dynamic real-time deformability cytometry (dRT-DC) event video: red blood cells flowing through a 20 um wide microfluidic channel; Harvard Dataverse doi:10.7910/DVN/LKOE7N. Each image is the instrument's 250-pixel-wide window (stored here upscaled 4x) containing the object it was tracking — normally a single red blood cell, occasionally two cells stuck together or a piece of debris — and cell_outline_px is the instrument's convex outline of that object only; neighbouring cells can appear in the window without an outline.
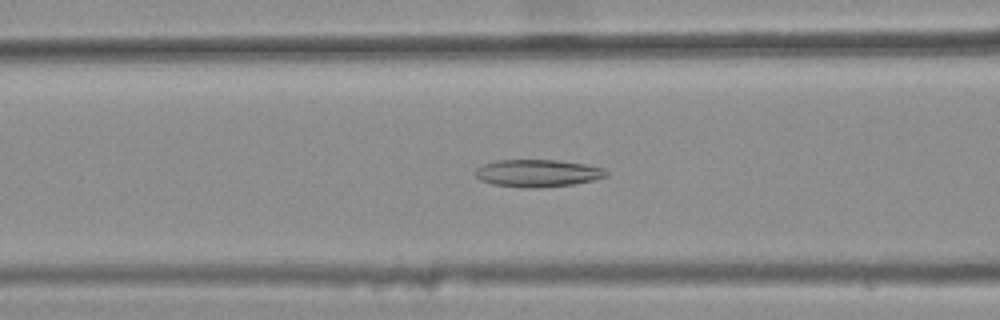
{"species": "common noctule bat (a hibernating species)", "species_latin": "Nyctalus noctula", "temperature_condition": "warm", "stored_images_in_passage": 44, "camera_frame_rate_fps": 3000, "um_per_image_px": 0.085, "animal": {"sex": "female", "body_mass_g": 25.1}, "frame": {"image": 1, "passage_image": 20, "time_ms": 6.333, "image_size_px": [1000, 320], "cell_outline_px": [[608, 176], [596, 180], [576, 184], [536, 188], [520, 188], [492, 184], [480, 180], [476, 176], [476, 168], [484, 164], [496, 160], [556, 160], [584, 164], [604, 168], [608, 172]], "centroid_in_image_um": [45.72, 14.73], "position_along_channel_um": 120.9, "area_um2": 21.1}}
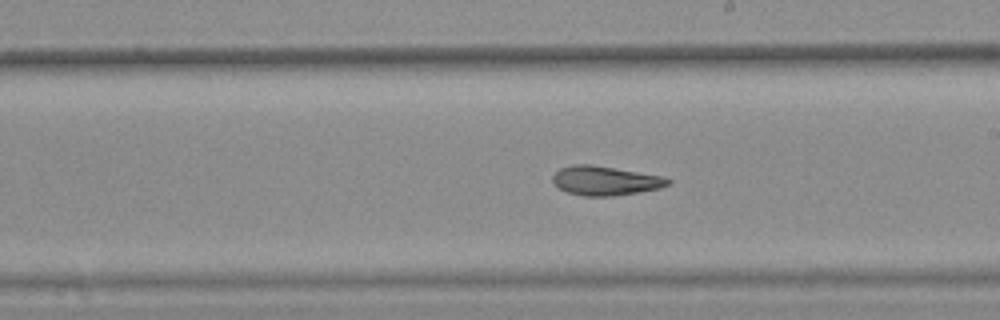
{"frame": {"image": 2, "passage_image": 29, "time_ms": 9.333, "image_size_px": [1000, 320], "cell_outline_px": [[672, 180], [668, 184], [660, 188], [612, 196], [584, 196], [568, 192], [560, 188], [552, 180], [552, 176], [560, 168], [572, 164], [592, 164], [660, 176]], "centroid_in_image_um": [51.41, 15.35], "position_along_channel_um": 237.6, "area_um2": 19.31}}
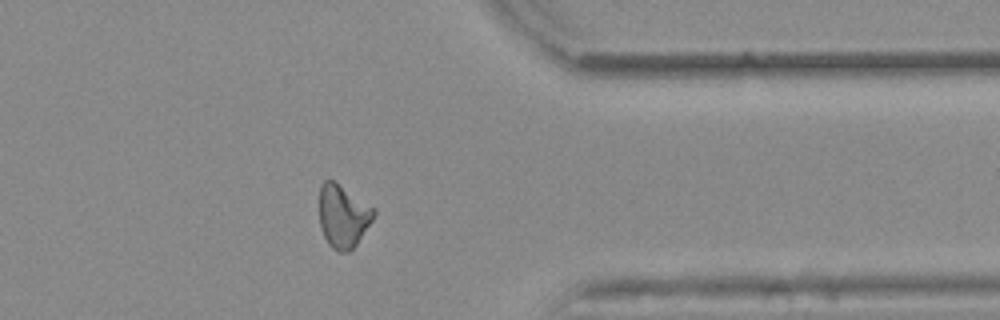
{"frame": {"image": 3, "passage_image": 41, "time_ms": 13.333, "image_size_px": [1000, 320], "cell_outline_px": [[376, 212], [372, 220], [356, 244], [348, 252], [340, 252], [332, 248], [328, 244], [320, 228], [320, 184], [324, 180], [332, 180], [372, 208]], "centroid_in_image_um": [29.12, 18.4], "position_along_channel_um": 382.3, "area_um2": 19.36}, "authors_computed_cell_mechanics": {"area_um2": 20.3745, "velocity_mm_per_s": 3.8934, "shape_relaxation_time_tau1_ms": null, "shape_relaxation_time_tau2_ms": 4.1643, "deformation_change_tau1": null, "deformation_change_tau2": 0.1274}}